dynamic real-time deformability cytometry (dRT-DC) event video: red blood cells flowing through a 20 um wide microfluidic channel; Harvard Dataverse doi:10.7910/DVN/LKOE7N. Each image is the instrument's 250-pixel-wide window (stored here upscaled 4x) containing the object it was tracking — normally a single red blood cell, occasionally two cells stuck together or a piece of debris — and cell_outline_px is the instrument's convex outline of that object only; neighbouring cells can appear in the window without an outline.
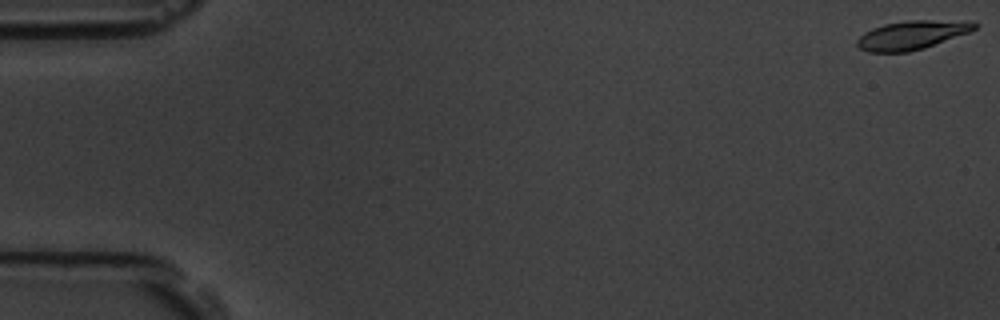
{"species": "common noctule bat (a hibernating species)", "species_latin": "Nyctalus noctula", "temperature_condition": "room temperature", "stored_images_in_passage": 56, "camera_frame_rate_fps": 3000, "um_per_image_px": 0.085, "animal": {"sex": "male", "body_mass_g": 19.5, "forearm_length_mm": 54.6}, "frame": {"image": 1, "passage_image": 1, "time_ms": 0.0, "image_size_px": [1000, 320], "cell_outline_px": [[980, 24], [976, 28], [968, 32], [924, 48], [908, 52], [868, 52], [860, 48], [856, 44], [856, 40], [864, 32], [872, 28], [884, 24], [908, 20], [972, 20]], "centroid_in_image_um": [77.53, 2.96], "position_along_channel_um": 7.5, "area_um2": 19.83}}
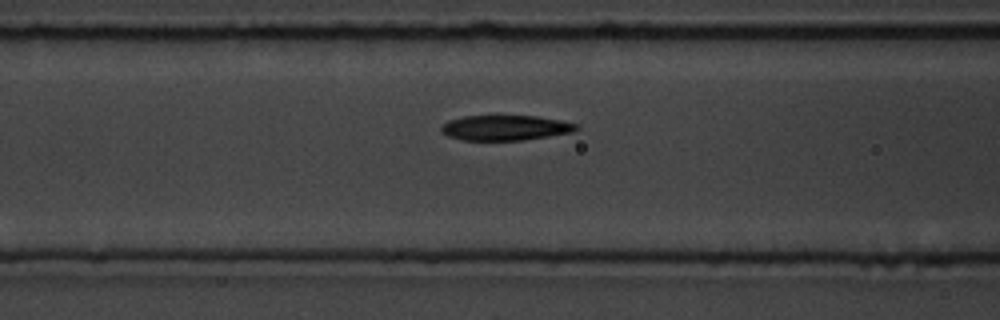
{"frame": {"image": 2, "passage_image": 23, "time_ms": 7.333, "image_size_px": [1000, 320], "cell_outline_px": [[580, 128], [576, 132], [524, 140], [464, 140], [448, 136], [440, 132], [440, 128], [448, 120], [464, 116], [536, 116], [560, 120], [576, 124]], "centroid_in_image_um": [42.97, 10.86], "position_along_channel_um": 123.6, "area_um2": 19.88}}
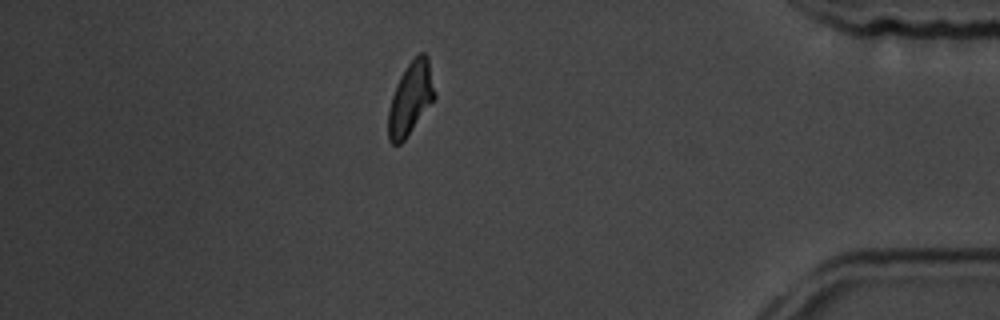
{"frame": {"image": 3, "passage_image": 49, "time_ms": 16.0, "image_size_px": [1000, 320], "cell_outline_px": [[436, 96], [404, 140], [400, 144], [392, 144], [388, 140], [388, 108], [396, 84], [404, 68], [420, 52], [424, 52], [428, 56], [436, 92]], "centroid_in_image_um": [34.89, 8.34], "position_along_channel_um": 400.3, "area_um2": 19.59}, "authors_computed_cell_mechanics": {"area_um2": 20.1433, "velocity_mm_per_s": 3.6473, "shape_relaxation_time_tau1_ms": 3.0457, "shape_relaxation_time_tau2_ms": 5.0339, "deformation_change_tau1": 0.154, "deformation_change_tau2": 0.0924}}